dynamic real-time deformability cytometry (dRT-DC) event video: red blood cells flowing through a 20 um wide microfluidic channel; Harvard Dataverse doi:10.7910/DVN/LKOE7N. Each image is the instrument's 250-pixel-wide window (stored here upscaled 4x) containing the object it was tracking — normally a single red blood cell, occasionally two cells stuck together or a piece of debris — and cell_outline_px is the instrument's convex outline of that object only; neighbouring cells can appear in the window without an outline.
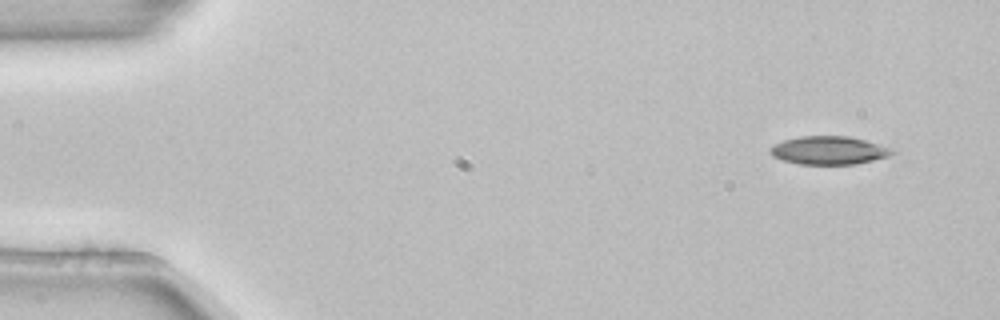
{"species": "common noctule bat (a hibernating species)", "species_latin": "Nyctalus noctula", "temperature_condition": "room temperature", "stored_images_in_passage": 5, "segment_of_instrument_passage": [1, 2], "camera_frame_rate_fps": 3000, "um_per_image_px": 0.085, "animal": {"sex": "female", "body_mass_g": 22.7, "forearm_length_mm": 54.2}, "frame": {"image": 1, "passage_image": 1, "time_ms": 0.0, "image_size_px": [1000, 320], "cell_outline_px": [[896, 152], [892, 156], [856, 164], [800, 164], [784, 160], [772, 156], [768, 148], [784, 140], [800, 136], [848, 136], [896, 148]], "centroid_in_image_um": [70.53, 12.78], "position_along_channel_um": 14.5, "area_um2": 20.23}}
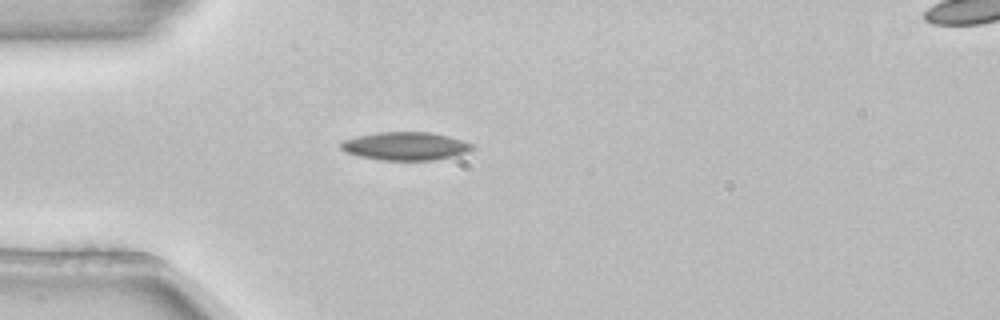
{"frame": {"image": 2, "passage_image": 4, "time_ms": 1.0, "image_size_px": [1000, 320], "cell_outline_px": [[476, 148], [468, 152], [452, 156], [432, 160], [380, 160], [356, 156], [344, 152], [340, 148], [340, 144], [344, 140], [356, 136], [376, 132], [432, 132], [448, 136], [476, 144]], "centroid_in_image_um": [34.46, 12.42], "position_along_channel_um": 50.5, "area_um2": 21.85}}